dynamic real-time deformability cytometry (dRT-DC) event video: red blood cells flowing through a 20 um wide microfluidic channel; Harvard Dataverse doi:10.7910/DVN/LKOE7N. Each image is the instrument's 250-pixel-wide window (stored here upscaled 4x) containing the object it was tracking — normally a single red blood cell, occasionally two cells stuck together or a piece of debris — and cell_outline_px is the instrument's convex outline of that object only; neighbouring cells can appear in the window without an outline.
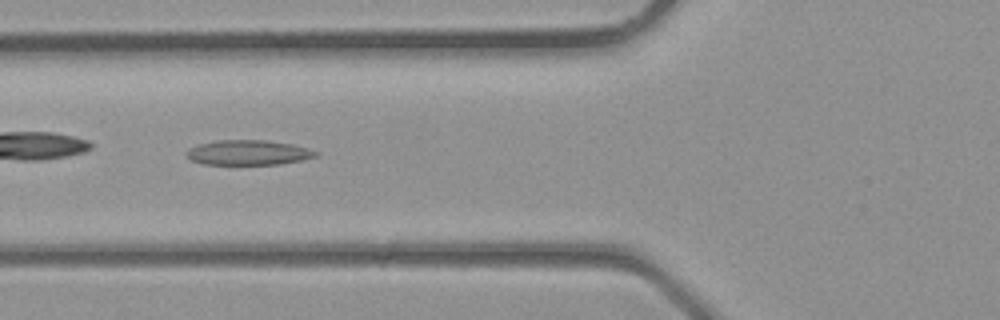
{"species": "common noctule bat (a hibernating species)", "species_latin": "Nyctalus noctula", "temperature_condition": "room temperature", "stored_images_in_passage": 5, "camera_frame_rate_fps": 3000, "um_per_image_px": 0.085, "animal": {"sex": "male", "body_mass_g": 23.1, "forearm_length_mm": 52.7}, "frame": {"image": 1, "passage_image": 5, "time_ms": 1.333, "image_size_px": [1000, 320], "cell_outline_px": [[320, 152], [316, 156], [300, 160], [280, 164], [204, 164], [192, 160], [184, 152], [188, 148], [200, 144], [216, 140], [264, 140], [292, 144], [308, 148]], "centroid_in_image_um": [21.1, 12.96], "position_along_channel_um": 104.7, "area_um2": 18.67}}